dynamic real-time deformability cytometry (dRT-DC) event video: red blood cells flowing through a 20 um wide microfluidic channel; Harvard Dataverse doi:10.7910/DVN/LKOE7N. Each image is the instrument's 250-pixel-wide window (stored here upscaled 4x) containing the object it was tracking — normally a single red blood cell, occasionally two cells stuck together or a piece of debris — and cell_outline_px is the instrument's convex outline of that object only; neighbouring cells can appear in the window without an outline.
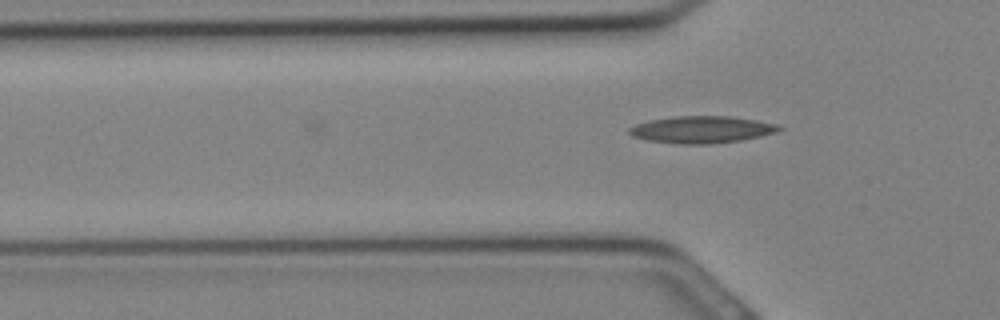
{"species": "Egyptian fruit bat (a non-hibernating species)", "species_latin": "Rousettus aegyptiacus", "temperature_condition": "cold", "stored_images_in_passage": 3, "camera_frame_rate_fps": 3000, "um_per_image_px": 0.085, "animal": {"sex": "female"}, "frame": {"image": 1, "passage_image": 3, "time_ms": 0.667, "image_size_px": [1000, 320], "cell_outline_px": [[784, 128], [776, 132], [760, 136], [740, 140], [708, 144], [680, 144], [648, 140], [632, 136], [628, 132], [628, 128], [636, 124], [648, 120], [672, 116], [728, 116], [756, 120], [776, 124]], "centroid_in_image_um": [59.61, 11.01], "position_along_channel_um": 66.2, "area_um2": 23.52}}